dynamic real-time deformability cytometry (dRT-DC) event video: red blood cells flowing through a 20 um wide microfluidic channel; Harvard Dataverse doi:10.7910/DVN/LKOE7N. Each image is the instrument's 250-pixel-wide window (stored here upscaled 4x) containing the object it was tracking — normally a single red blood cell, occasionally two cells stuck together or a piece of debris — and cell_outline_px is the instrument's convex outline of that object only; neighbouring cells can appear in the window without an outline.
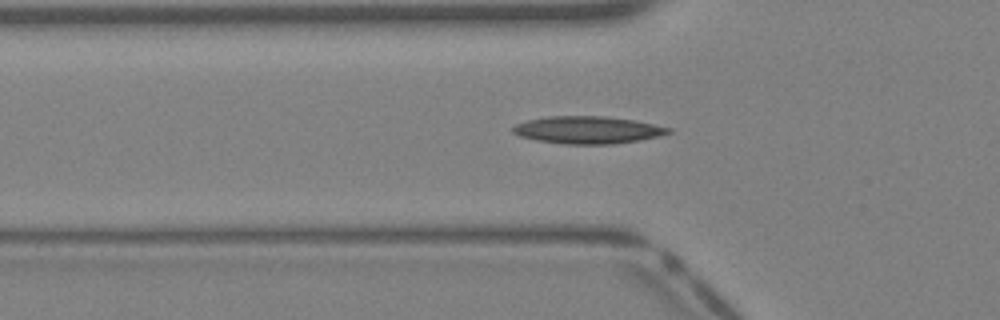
{"species": "Egyptian fruit bat (a non-hibernating species)", "species_latin": "Rousettus aegyptiacus", "temperature_condition": "warm", "stored_images_in_passage": 35, "camera_frame_rate_fps": 3000, "um_per_image_px": 0.085, "animal": {"sex": "female"}, "frame": {"image": 1, "passage_image": 8, "time_ms": 2.333, "image_size_px": [1000, 320], "cell_outline_px": [[672, 132], [660, 136], [640, 140], [616, 144], [564, 144], [536, 140], [520, 136], [512, 132], [512, 128], [516, 124], [528, 120], [548, 116], [604, 116], [636, 120], [672, 128]], "centroid_in_image_um": [49.99, 11.04], "position_along_channel_um": 75.8, "area_um2": 24.97}}
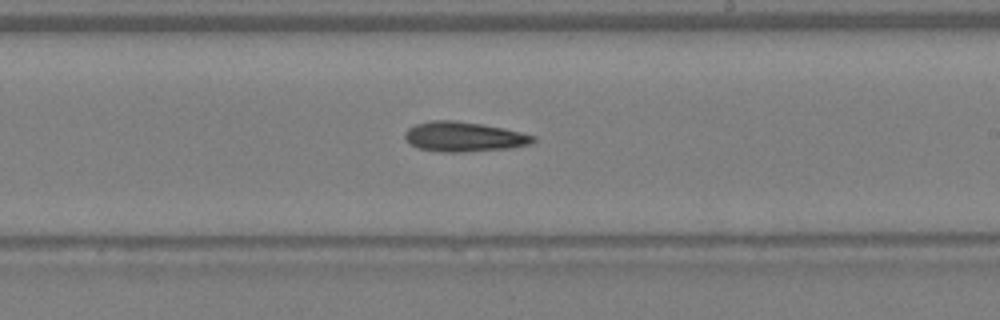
{"frame": {"image": 2, "passage_image": 18, "time_ms": 5.667, "image_size_px": [1000, 320], "cell_outline_px": [[536, 140], [532, 144], [508, 148], [464, 152], [444, 152], [416, 148], [404, 136], [404, 132], [408, 128], [416, 124], [432, 120], [452, 120], [480, 124], [504, 128], [536, 136]], "centroid_in_image_um": [39.44, 11.62], "position_along_channel_um": 249.6, "area_um2": 22.2}}
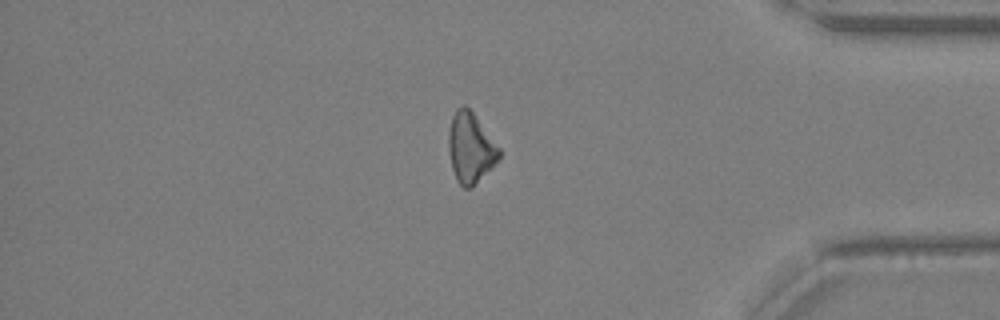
{"frame": {"image": 3, "passage_image": 28, "time_ms": 9.0, "image_size_px": [1000, 320], "cell_outline_px": [[500, 156], [472, 188], [464, 188], [456, 180], [452, 168], [448, 148], [448, 132], [452, 116], [456, 108], [464, 104], [472, 112], [500, 148]], "centroid_in_image_um": [39.96, 12.56], "position_along_channel_um": 395.2, "area_um2": 20.4}}